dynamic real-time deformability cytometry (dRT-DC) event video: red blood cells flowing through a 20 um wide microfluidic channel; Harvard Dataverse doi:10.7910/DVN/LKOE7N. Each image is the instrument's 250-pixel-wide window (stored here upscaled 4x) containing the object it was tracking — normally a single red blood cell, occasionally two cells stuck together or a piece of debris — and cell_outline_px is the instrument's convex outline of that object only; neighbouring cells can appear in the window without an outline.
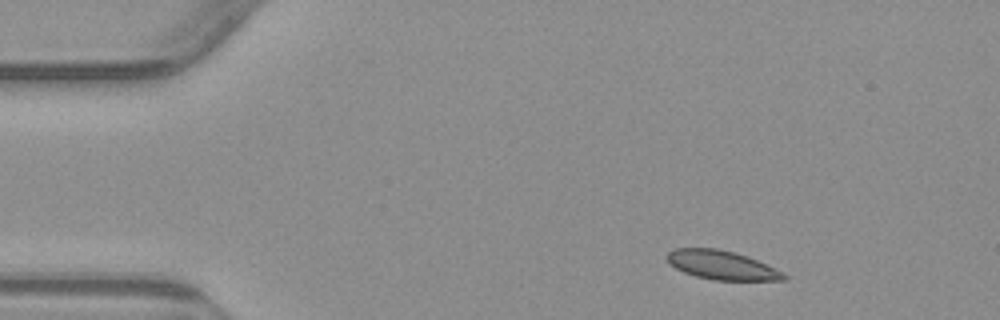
{"species": "common noctule bat (a hibernating species)", "species_latin": "Nyctalus noctula", "temperature_condition": "warm", "stored_images_in_passage": 3, "camera_frame_rate_fps": 3000, "um_per_image_px": 0.085, "animal": {"sex": "male", "body_mass_g": 23.1, "forearm_length_mm": 52.7}, "frame": {"image": 1, "passage_image": 1, "time_ms": 0.0, "image_size_px": [1000, 320], "cell_outline_px": [[788, 280], [712, 280], [696, 276], [684, 272], [668, 264], [664, 256], [668, 252], [676, 248], [716, 248], [732, 252], [756, 260], [784, 272], [788, 276]], "centroid_in_image_um": [61.31, 22.54], "position_along_channel_um": 23.7, "area_um2": 19.65}}